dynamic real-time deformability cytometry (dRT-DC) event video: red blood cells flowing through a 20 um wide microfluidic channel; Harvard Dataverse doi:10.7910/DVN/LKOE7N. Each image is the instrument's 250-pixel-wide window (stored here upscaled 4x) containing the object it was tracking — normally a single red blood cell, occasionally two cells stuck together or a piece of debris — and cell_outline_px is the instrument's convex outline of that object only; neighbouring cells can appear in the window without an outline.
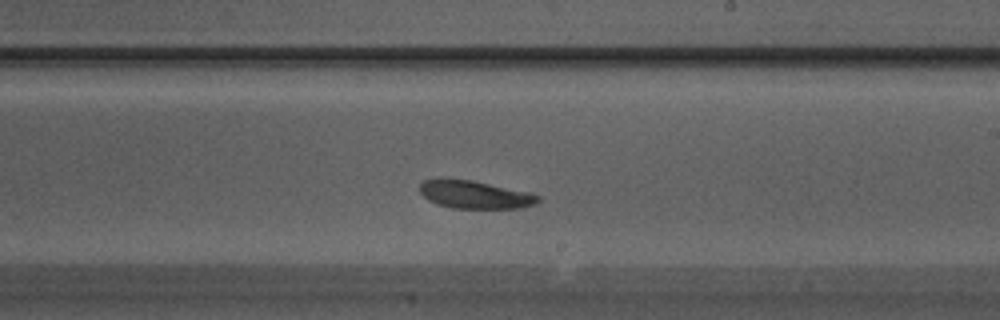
{"species": "Egyptian fruit bat (a non-hibernating species)", "species_latin": "Rousettus aegyptiacus", "temperature_condition": "warm", "stored_images_in_passage": 26, "camera_frame_rate_fps": 3000, "um_per_image_px": 0.085, "animal": {"sex": "male"}, "frame": {"image": 1, "passage_image": 12, "time_ms": 3.667, "image_size_px": [1000, 320], "cell_outline_px": [[540, 200], [536, 204], [520, 208], [452, 208], [436, 204], [428, 200], [420, 192], [420, 184], [424, 180], [472, 180], [528, 192], [540, 196]], "centroid_in_image_um": [40.39, 16.56], "position_along_channel_um": 248.6, "area_um2": 18.9}}
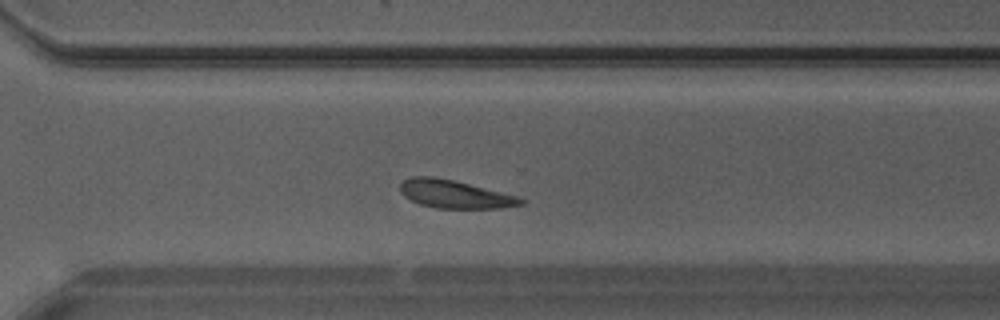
{"frame": {"image": 2, "passage_image": 16, "time_ms": 5.0, "image_size_px": [1000, 320], "cell_outline_px": [[528, 200], [524, 204], [504, 208], [436, 208], [420, 204], [404, 196], [400, 192], [400, 184], [404, 180], [412, 176], [432, 176], [452, 180], [520, 196]], "centroid_in_image_um": [38.71, 16.51], "position_along_channel_um": 331.9, "area_um2": 19.83}}